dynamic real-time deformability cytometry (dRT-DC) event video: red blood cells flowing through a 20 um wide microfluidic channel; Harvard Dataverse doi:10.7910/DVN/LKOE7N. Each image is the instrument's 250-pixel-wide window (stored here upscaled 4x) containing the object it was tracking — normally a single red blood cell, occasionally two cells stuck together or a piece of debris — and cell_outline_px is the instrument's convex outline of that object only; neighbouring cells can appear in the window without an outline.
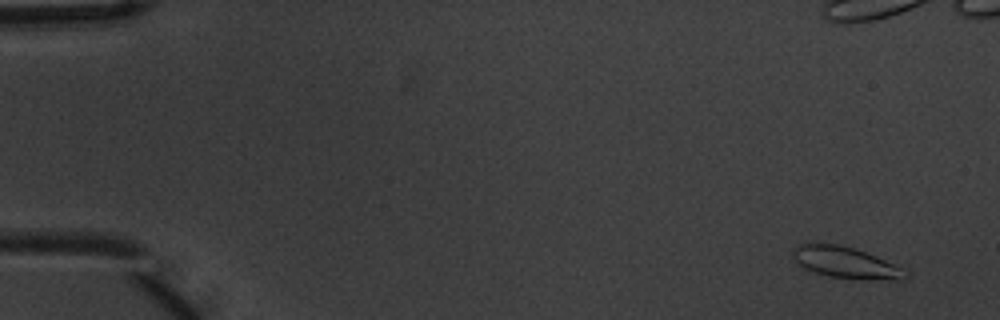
{"species": "common noctule bat (a hibernating species)", "species_latin": "Nyctalus noctula", "temperature_condition": "warm", "stored_images_in_passage": 10, "camera_frame_rate_fps": 3000, "um_per_image_px": 0.085, "animal": {"sex": "male", "body_mass_g": 20.1, "forearm_length_mm": 53.5}, "frame": {"image": 1, "passage_image": 1, "time_ms": 0.0, "image_size_px": [1000, 320], "cell_outline_px": [[908, 276], [900, 280], [896, 280], [828, 276], [804, 268], [792, 256], [792, 248], [800, 244], [836, 244], [852, 248], [876, 256], [908, 272]], "centroid_in_image_um": [71.85, 22.31], "position_along_channel_um": 13.2, "area_um2": 19.77}}
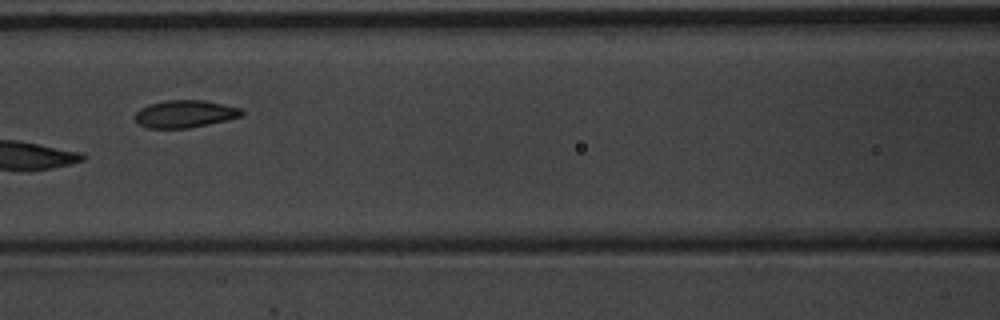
{"frame": {"image": 2, "passage_image": 7, "time_ms": 2.0, "image_size_px": [1000, 320], "cell_outline_px": [[244, 116], [208, 124], [188, 128], [148, 128], [136, 124], [136, 112], [140, 108], [148, 104], [164, 100], [204, 100], [224, 104], [240, 108], [244, 112]], "centroid_in_image_um": [15.71, 9.68], "position_along_channel_um": 150.9, "area_um2": 17.17}}
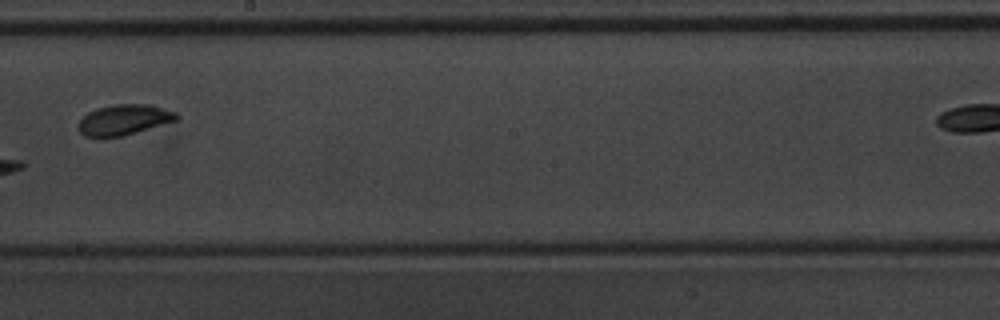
{"frame": {"image": 3, "passage_image": 9, "time_ms": 2.667, "image_size_px": [1000, 320], "cell_outline_px": [[180, 120], [124, 136], [84, 136], [80, 132], [80, 120], [88, 112], [96, 108], [116, 104], [148, 104], [176, 112], [180, 116]], "centroid_in_image_um": [10.62, 10.17], "position_along_channel_um": 237.6, "area_um2": 17.4}}